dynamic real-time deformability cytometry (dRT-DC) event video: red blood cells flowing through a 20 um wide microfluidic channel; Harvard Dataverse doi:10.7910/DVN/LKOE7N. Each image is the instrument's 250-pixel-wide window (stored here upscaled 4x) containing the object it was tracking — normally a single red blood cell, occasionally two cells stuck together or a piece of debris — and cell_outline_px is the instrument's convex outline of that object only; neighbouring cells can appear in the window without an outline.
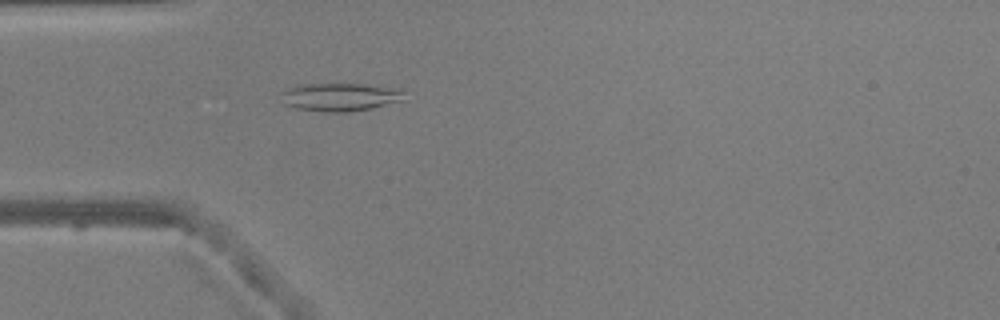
{"species": "common noctule bat (a hibernating species)", "species_latin": "Nyctalus noctula", "temperature_condition": "warm", "stored_images_in_passage": 38, "camera_frame_rate_fps": 3000, "um_per_image_px": 0.085, "animal": {"sex": "male", "body_mass_g": 20.5, "forearm_length_mm": 52.5}, "frame": {"image": 1, "passage_image": 1, "time_ms": 0.0, "image_size_px": [1000, 320], "cell_outline_px": [[404, 100], [372, 108], [348, 112], [320, 112], [296, 108], [284, 104], [280, 92], [288, 88], [300, 84], [368, 84], [396, 88], [404, 92]], "centroid_in_image_um": [28.89, 8.25], "position_along_channel_um": 56.1, "area_um2": 20.35}}
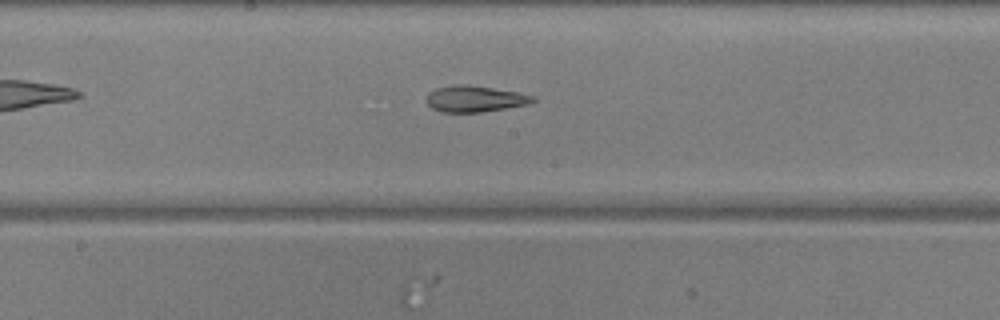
{"frame": {"image": 2, "passage_image": 13, "time_ms": 4.0, "image_size_px": [1000, 320], "cell_outline_px": [[536, 100], [528, 104], [508, 108], [480, 112], [440, 112], [432, 108], [428, 104], [428, 92], [436, 88], [456, 84], [468, 84], [516, 92], [536, 96]], "centroid_in_image_um": [40.37, 8.4], "position_along_channel_um": 207.8, "area_um2": 16.24}}
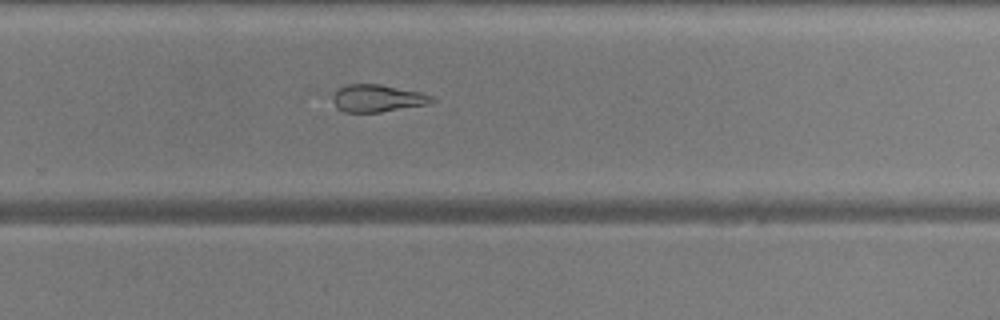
{"frame": {"image": 3, "passage_image": 20, "time_ms": 6.333, "image_size_px": [1000, 320], "cell_outline_px": [[436, 100], [432, 104], [380, 112], [344, 112], [336, 108], [332, 100], [332, 96], [340, 88], [348, 84], [380, 84], [420, 92], [436, 96]], "centroid_in_image_um": [32.14, 8.36], "position_along_channel_um": 297.7, "area_um2": 16.01}, "authors_computed_cell_mechanics": {"area_um2": 17.3978, "velocity_mm_per_s": 3.8822, "shape_relaxation_time_tau1_ms": null, "shape_relaxation_time_tau2_ms": 5.2515, "deformation_change_tau1": null, "deformation_change_tau2": 0.1346}}